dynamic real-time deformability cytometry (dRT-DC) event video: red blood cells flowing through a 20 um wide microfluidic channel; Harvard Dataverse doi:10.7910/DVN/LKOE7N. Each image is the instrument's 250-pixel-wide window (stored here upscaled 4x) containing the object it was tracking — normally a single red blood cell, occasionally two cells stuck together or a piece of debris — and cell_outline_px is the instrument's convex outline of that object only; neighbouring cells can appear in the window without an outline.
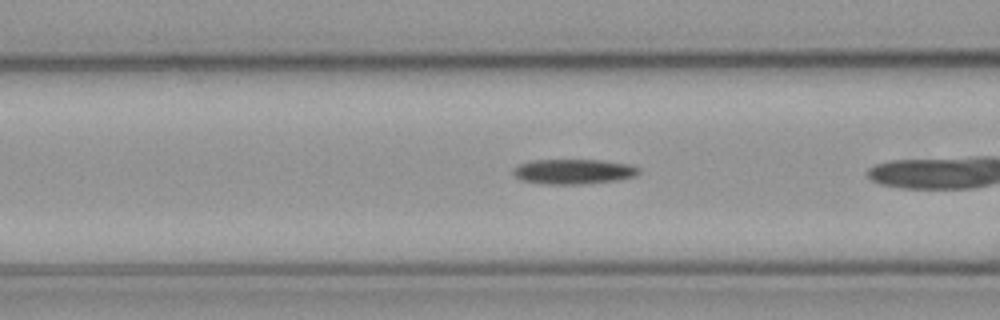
{"species": "common noctule bat (a hibernating species)", "species_latin": "Nyctalus noctula", "temperature_condition": "cold", "stored_images_in_passage": 7, "camera_frame_rate_fps": 3000, "um_per_image_px": 0.085, "animal": {"sex": "male", "body_mass_g": 23.1, "forearm_length_mm": 52.7}, "frame": {"image": 1, "passage_image": 5, "time_ms": 1.333, "image_size_px": [1000, 320], "cell_outline_px": [[640, 172], [632, 176], [616, 180], [576, 184], [552, 184], [520, 180], [512, 172], [520, 164], [532, 160], [600, 160], [632, 164], [640, 168]], "centroid_in_image_um": [48.77, 14.57], "position_along_channel_um": 117.8, "area_um2": 17.98}}